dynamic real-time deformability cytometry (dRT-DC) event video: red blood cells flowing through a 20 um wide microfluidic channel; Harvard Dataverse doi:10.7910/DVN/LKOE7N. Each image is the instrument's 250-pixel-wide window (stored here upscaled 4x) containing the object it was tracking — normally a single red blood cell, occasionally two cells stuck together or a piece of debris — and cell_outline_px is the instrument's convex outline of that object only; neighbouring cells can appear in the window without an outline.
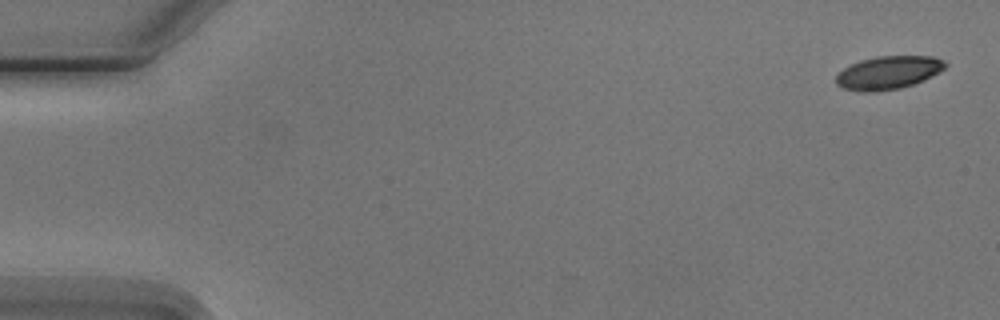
{"species": "Egyptian fruit bat (a non-hibernating species)", "species_latin": "Rousettus aegyptiacus", "temperature_condition": "cold", "stored_images_in_passage": 5, "camera_frame_rate_fps": 3000, "um_per_image_px": 0.085, "animal": {"sex": "male"}, "frame": {"image": 1, "passage_image": 1, "time_ms": 0.0, "image_size_px": [1000, 320], "cell_outline_px": [[948, 64], [940, 72], [924, 80], [900, 88], [876, 92], [860, 92], [840, 88], [836, 84], [836, 76], [844, 68], [860, 60], [876, 56], [932, 56], [944, 60]], "centroid_in_image_um": [75.5, 6.18], "position_along_channel_um": 9.5, "area_um2": 21.27}}